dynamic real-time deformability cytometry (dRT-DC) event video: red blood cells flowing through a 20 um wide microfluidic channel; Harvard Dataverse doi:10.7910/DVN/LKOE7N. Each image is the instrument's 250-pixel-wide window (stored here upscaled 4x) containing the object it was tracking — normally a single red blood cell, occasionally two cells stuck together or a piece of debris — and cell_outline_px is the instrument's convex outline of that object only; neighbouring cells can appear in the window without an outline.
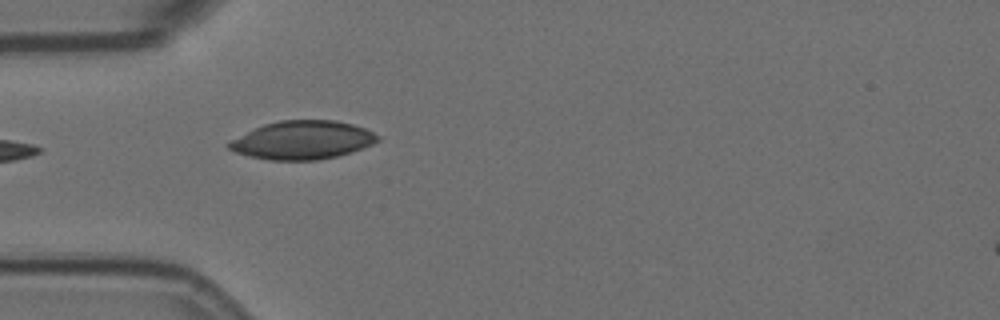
{"species": "Egyptian fruit bat (a non-hibernating species)", "species_latin": "Rousettus aegyptiacus", "temperature_condition": "room temperature", "stored_images_in_passage": 1, "camera_frame_rate_fps": 3000, "um_per_image_px": 0.085, "animal": {"sex": "female"}, "frame": {"image": 1, "passage_image": 1, "time_ms": 0.0, "image_size_px": [1000, 320], "cell_outline_px": [[380, 140], [372, 144], [352, 152], [336, 156], [316, 160], [268, 160], [248, 156], [236, 152], [228, 148], [224, 144], [264, 124], [280, 120], [336, 120], [352, 124], [364, 128], [380, 136]], "centroid_in_image_um": [25.72, 11.91], "position_along_channel_um": 59.3, "area_um2": 33.12}}